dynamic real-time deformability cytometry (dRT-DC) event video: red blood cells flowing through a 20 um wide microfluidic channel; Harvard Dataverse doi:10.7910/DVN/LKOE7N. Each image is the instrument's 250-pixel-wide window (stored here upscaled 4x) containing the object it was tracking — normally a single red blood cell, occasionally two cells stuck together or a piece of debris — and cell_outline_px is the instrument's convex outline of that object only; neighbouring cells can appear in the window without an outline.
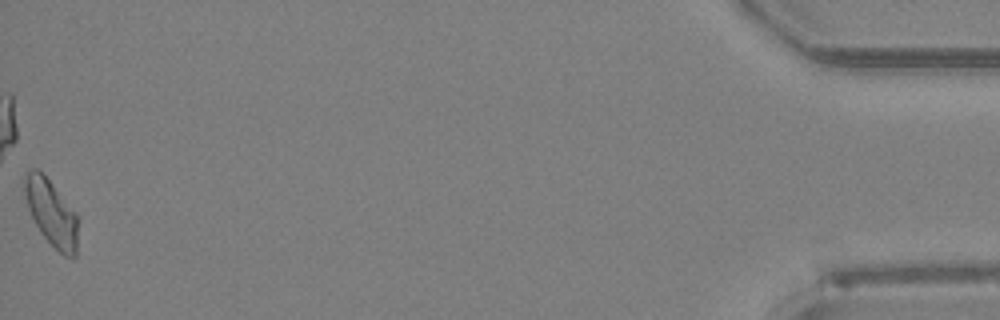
{"species": "Egyptian fruit bat (a non-hibernating species)", "species_latin": "Rousettus aegyptiacus", "temperature_condition": "room temperature", "stored_images_in_passage": 41, "camera_frame_rate_fps": 3000, "um_per_image_px": 0.085, "animal": {"sex": "female"}, "frame": {"image": 1, "passage_image": 41, "time_ms": 13.333, "image_size_px": [1000, 320], "cell_outline_px": [[76, 256], [72, 260], [64, 256], [40, 232], [28, 208], [24, 192], [24, 176], [32, 168], [36, 168], [52, 184], [76, 212]], "centroid_in_image_um": [4.35, 18.1], "position_along_channel_um": 430.8, "area_um2": 20.06}, "authors_computed_cell_mechanics": {"area_um2": 20.4034, "velocity_mm_per_s": 4.1602, "shape_relaxation_time_tau1_ms": 5.536, "shape_relaxation_time_tau2_ms": 5.6214, "deformation_change_tau1": 0.162, "deformation_change_tau2": 0.1565}}